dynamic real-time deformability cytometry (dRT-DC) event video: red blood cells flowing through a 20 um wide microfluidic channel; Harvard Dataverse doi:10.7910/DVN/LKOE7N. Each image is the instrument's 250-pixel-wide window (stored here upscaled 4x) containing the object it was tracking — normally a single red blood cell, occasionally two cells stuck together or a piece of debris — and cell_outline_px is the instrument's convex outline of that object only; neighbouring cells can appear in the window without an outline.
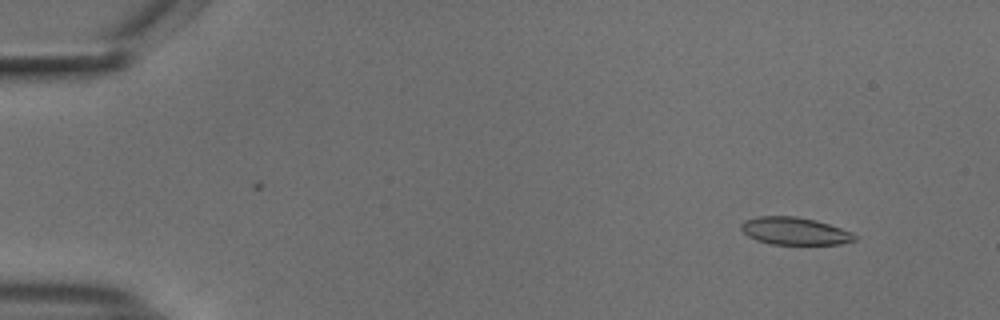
{"species": "common noctule bat (a hibernating species)", "species_latin": "Nyctalus noctula", "temperature_condition": "cold", "stored_images_in_passage": 55, "camera_frame_rate_fps": 3000, "um_per_image_px": 0.085, "animal": {"sex": "male", "body_mass_g": 18.8}, "frame": {"image": 1, "passage_image": 6, "time_ms": 1.667, "image_size_px": [1000, 320], "cell_outline_px": [[856, 240], [840, 244], [772, 244], [756, 240], [748, 236], [740, 228], [740, 224], [744, 220], [760, 216], [796, 216], [816, 220], [852, 232], [856, 236]], "centroid_in_image_um": [67.53, 19.63], "position_along_channel_um": 17.5, "area_um2": 18.15}}
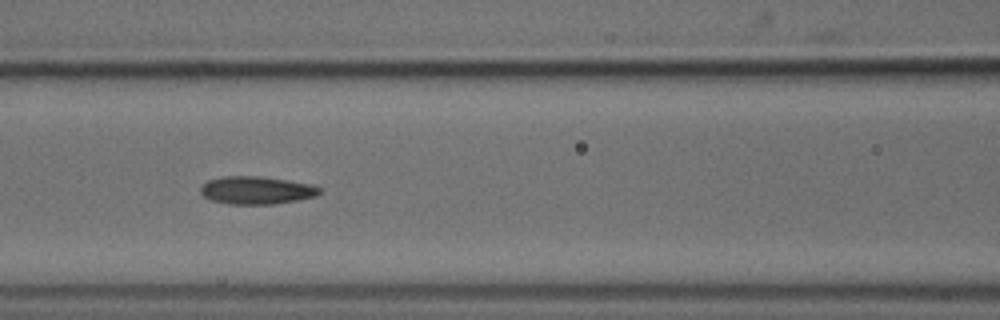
{"frame": {"image": 2, "passage_image": 25, "time_ms": 8.0, "image_size_px": [1000, 320], "cell_outline_px": [[320, 192], [316, 196], [296, 200], [272, 204], [228, 204], [212, 200], [204, 196], [200, 192], [200, 184], [208, 180], [220, 176], [260, 176], [308, 184], [320, 188]], "centroid_in_image_um": [21.72, 16.17], "position_along_channel_um": 144.9, "area_um2": 19.13}}
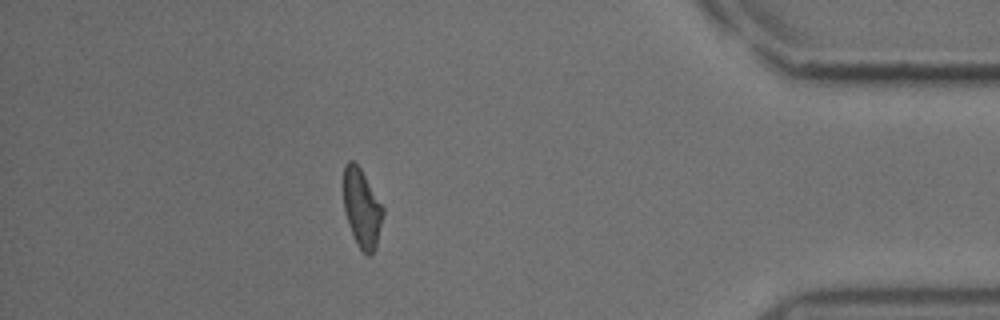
{"frame": {"image": 3, "passage_image": 49, "time_ms": 16.0, "image_size_px": [1000, 320], "cell_outline_px": [[384, 212], [376, 248], [372, 256], [368, 256], [356, 244], [348, 224], [344, 208], [344, 164], [348, 160], [352, 160], [360, 168], [384, 208]], "centroid_in_image_um": [30.76, 17.73], "position_along_channel_um": 404.4, "area_um2": 18.03}, "authors_computed_cell_mechanics": {"area_um2": 18.8428, "velocity_mm_per_s": 3.7344, "shape_relaxation_time_tau1_ms": 5.0999, "shape_relaxation_time_tau2_ms": 3.2971, "deformation_change_tau1": 0.1539, "deformation_change_tau2": 0.0845}}